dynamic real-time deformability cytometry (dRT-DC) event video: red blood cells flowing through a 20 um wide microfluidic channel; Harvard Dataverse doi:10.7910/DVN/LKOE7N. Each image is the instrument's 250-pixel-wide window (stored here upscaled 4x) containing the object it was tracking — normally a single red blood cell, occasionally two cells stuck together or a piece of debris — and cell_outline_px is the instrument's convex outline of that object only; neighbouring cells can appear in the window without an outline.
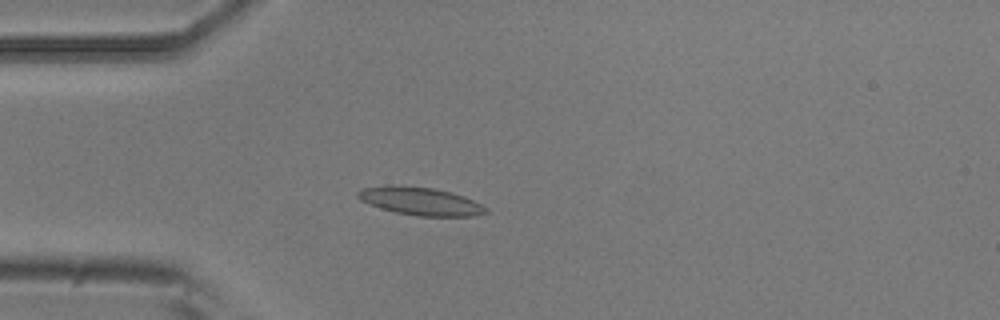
{"species": "common noctule bat (a hibernating species)", "species_latin": "Nyctalus noctula", "temperature_condition": "room temperature", "stored_images_in_passage": 5, "camera_frame_rate_fps": 3000, "um_per_image_px": 0.085, "animal": {"sex": "male", "body_mass_g": 20.5, "forearm_length_mm": 52.5}, "frame": {"image": 1, "passage_image": 4, "time_ms": 4.333, "image_size_px": [1000, 320], "cell_outline_px": [[488, 212], [472, 216], [416, 216], [396, 212], [380, 208], [360, 200], [356, 196], [356, 192], [360, 188], [384, 184], [392, 184], [432, 188], [452, 192], [464, 196], [488, 208]], "centroid_in_image_um": [35.67, 17.08], "position_along_channel_um": 49.3, "area_um2": 21.1}}